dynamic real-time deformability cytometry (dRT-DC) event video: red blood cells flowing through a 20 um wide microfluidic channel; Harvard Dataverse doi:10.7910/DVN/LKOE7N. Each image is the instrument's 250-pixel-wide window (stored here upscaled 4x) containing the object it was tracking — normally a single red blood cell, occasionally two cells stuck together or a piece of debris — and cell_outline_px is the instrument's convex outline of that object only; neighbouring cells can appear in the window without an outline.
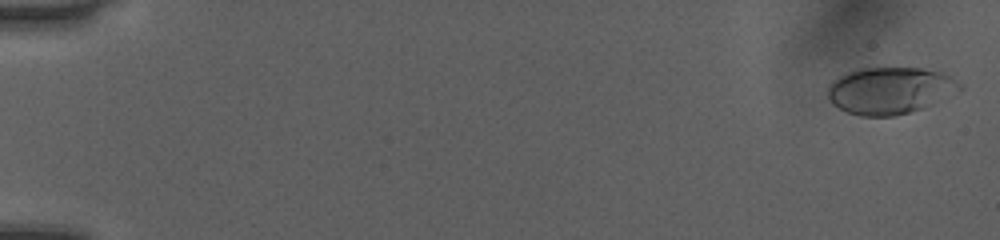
{"species": "human", "species_latin": "Homo sapiens", "temperature_condition": "room temperature", "stored_images_in_passage": 52, "camera_frame_rate_fps": 3000, "um_per_image_px": 0.085, "donor": {"sex": "female"}, "frame": {"image": 1, "passage_image": 2, "time_ms": 0.333, "image_size_px": [1000, 240], "cell_outline_px": [[964, 88], [924, 108], [892, 116], [860, 116], [848, 112], [832, 104], [828, 100], [828, 84], [832, 80], [848, 72], [860, 68], [920, 68], [940, 72], [956, 80]], "centroid_in_image_um": [75.62, 7.69], "position_along_channel_um": 9.4, "area_um2": 35.89}}
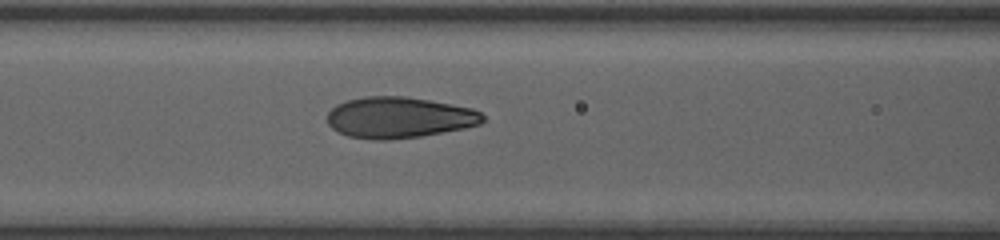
{"frame": {"image": 2, "passage_image": 24, "time_ms": 7.667, "image_size_px": [1000, 240], "cell_outline_px": [[484, 120], [480, 124], [464, 128], [420, 136], [388, 140], [376, 140], [348, 136], [332, 128], [328, 124], [328, 112], [336, 104], [348, 100], [364, 96], [404, 96], [428, 100], [472, 108], [480, 112], [484, 116]], "centroid_in_image_um": [33.91, 9.98], "position_along_channel_um": 132.7, "area_um2": 37.05}}
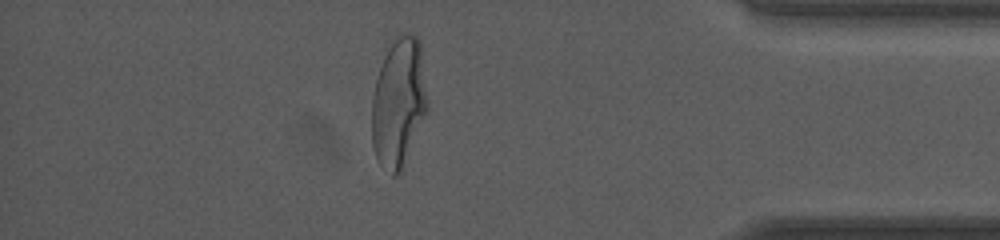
{"frame": {"image": 3, "passage_image": 46, "time_ms": 15.0, "image_size_px": [1000, 240], "cell_outline_px": [[428, 112], [400, 172], [396, 176], [392, 176], [380, 164], [376, 156], [372, 144], [372, 100], [376, 80], [384, 56], [388, 48], [396, 36], [400, 32], [408, 32], [416, 36], [420, 40], [428, 100]], "centroid_in_image_um": [33.91, 8.69], "position_along_channel_um": 401.3, "area_um2": 42.14}, "authors_computed_cell_mechanics": {"area_um2": 36.414, "velocity_mm_per_s": 4.0635, "shape_relaxation_time_tau1_ms": 4.063, "shape_relaxation_time_tau2_ms": null, "deformation_change_tau1": 0.1983, "deformation_change_tau2": null}}